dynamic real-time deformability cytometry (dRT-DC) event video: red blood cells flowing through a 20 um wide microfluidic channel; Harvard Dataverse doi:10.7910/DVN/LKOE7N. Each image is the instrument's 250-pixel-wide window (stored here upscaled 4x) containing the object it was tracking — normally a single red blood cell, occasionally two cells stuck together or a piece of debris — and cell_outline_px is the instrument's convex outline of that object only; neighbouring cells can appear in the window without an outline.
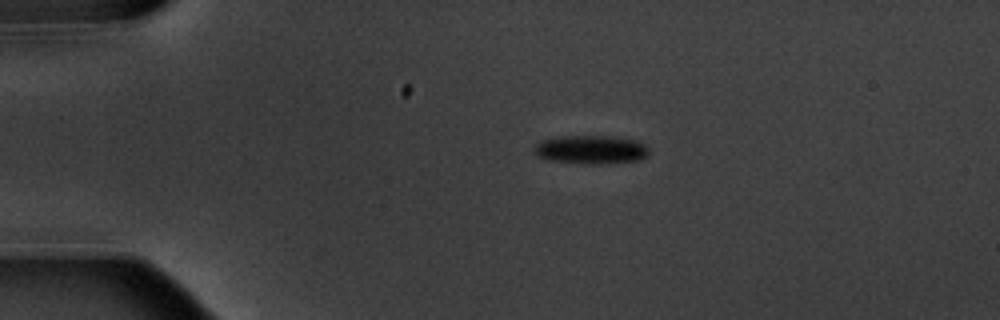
{"species": "common noctule bat (a hibernating species)", "species_latin": "Nyctalus noctula", "temperature_condition": "warm", "stored_images_in_passage": 6, "camera_frame_rate_fps": 3000, "um_per_image_px": 0.085, "animal": {"sex": "male", "body_mass_g": 20.1, "forearm_length_mm": 53.5}, "frame": {"image": 1, "passage_image": 2, "time_ms": 1.333, "image_size_px": [1000, 320], "cell_outline_px": [[648, 152], [644, 156], [636, 160], [600, 164], [596, 164], [548, 160], [536, 156], [532, 152], [532, 148], [540, 140], [556, 136], [612, 136], [636, 140], [644, 144], [648, 148]], "centroid_in_image_um": [50.14, 12.7], "position_along_channel_um": 34.9, "area_um2": 19.13}}
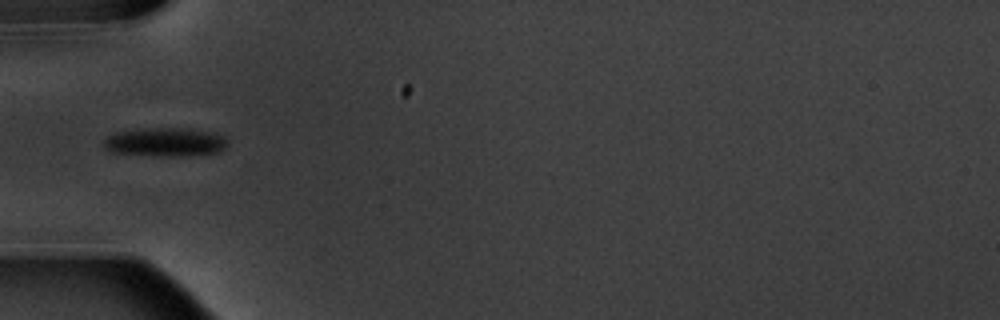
{"frame": {"image": 2, "passage_image": 4, "time_ms": 3.667, "image_size_px": [1000, 320], "cell_outline_px": [[224, 148], [220, 152], [184, 156], [152, 156], [112, 152], [104, 148], [104, 140], [108, 136], [116, 132], [136, 128], [184, 128], [208, 132], [224, 136]], "centroid_in_image_um": [13.97, 12.08], "position_along_channel_um": 71.0, "area_um2": 20.69}}